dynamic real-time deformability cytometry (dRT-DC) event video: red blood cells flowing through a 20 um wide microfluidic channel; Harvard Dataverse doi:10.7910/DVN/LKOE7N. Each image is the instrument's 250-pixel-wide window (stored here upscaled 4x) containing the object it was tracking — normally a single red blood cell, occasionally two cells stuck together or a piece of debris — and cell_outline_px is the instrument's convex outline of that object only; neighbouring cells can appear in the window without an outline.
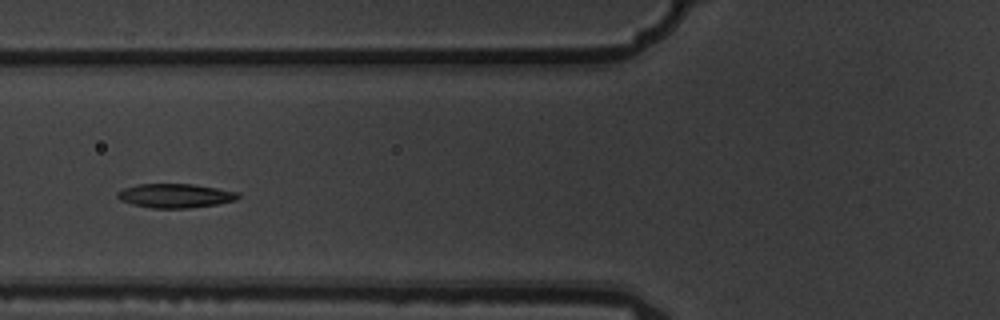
{"species": "common noctule bat (a hibernating species)", "species_latin": "Nyctalus noctula", "temperature_condition": "warm", "stored_images_in_passage": 4, "camera_frame_rate_fps": 3000, "um_per_image_px": 0.085, "animal": {"sex": "male", "body_mass_g": 19.5, "forearm_length_mm": 54.6}, "frame": {"image": 1, "passage_image": 4, "time_ms": 1.0, "image_size_px": [1000, 320], "cell_outline_px": [[240, 196], [236, 200], [216, 204], [188, 208], [152, 208], [132, 204], [120, 200], [116, 196], [116, 192], [124, 188], [136, 184], [192, 184], [240, 192]], "centroid_in_image_um": [14.88, 16.63], "position_along_channel_um": 110.9, "area_um2": 16.94}}